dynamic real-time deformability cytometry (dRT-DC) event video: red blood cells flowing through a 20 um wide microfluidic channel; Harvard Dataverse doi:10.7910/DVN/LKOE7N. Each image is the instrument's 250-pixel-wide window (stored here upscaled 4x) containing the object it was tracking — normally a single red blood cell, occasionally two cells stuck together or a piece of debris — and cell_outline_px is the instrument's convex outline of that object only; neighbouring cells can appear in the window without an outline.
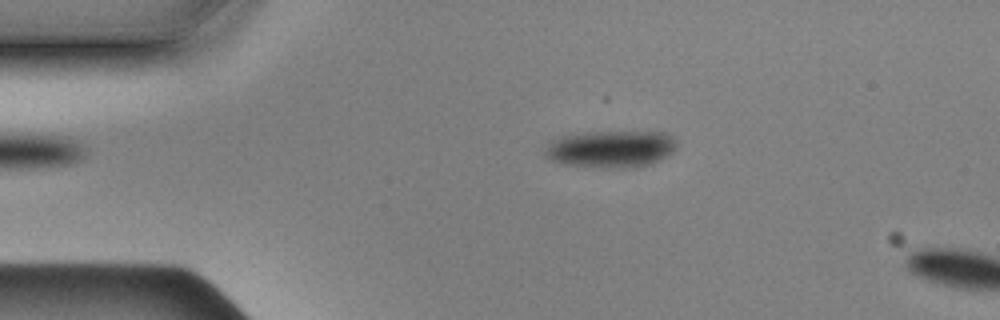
{"species": "Egyptian fruit bat (a non-hibernating species)", "species_latin": "Rousettus aegyptiacus", "temperature_condition": "cold", "stored_images_in_passage": 13, "camera_frame_rate_fps": 3000, "um_per_image_px": 0.085, "animal": {"sex": "male"}, "frame": {"image": 1, "passage_image": 10, "time_ms": 3.0, "image_size_px": [1000, 320], "cell_outline_px": [[676, 148], [672, 152], [648, 164], [628, 168], [624, 168], [568, 164], [552, 160], [544, 152], [548, 140], [556, 136], [576, 132], [664, 132], [672, 136], [676, 140]], "centroid_in_image_um": [51.87, 12.62], "position_along_channel_um": 33.1, "area_um2": 28.26}}